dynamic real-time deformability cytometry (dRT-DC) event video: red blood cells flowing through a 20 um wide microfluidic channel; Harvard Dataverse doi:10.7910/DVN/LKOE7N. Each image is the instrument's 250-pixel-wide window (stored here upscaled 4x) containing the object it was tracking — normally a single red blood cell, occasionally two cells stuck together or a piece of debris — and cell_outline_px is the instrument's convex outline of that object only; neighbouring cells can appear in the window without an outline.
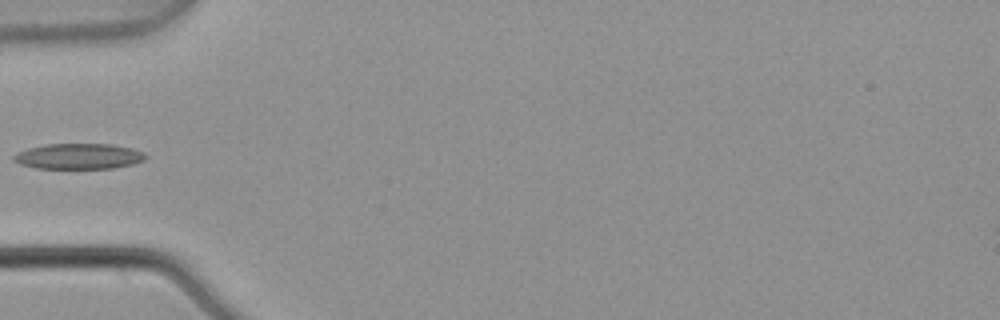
{"species": "common noctule bat (a hibernating species)", "species_latin": "Nyctalus noctula", "temperature_condition": "warm", "stored_images_in_passage": 5, "camera_frame_rate_fps": 3000, "um_per_image_px": 0.085, "animal": {"sex": "male", "body_mass_g": 21.5, "forearm_length_mm": 52.0}, "frame": {"image": 1, "passage_image": 5, "time_ms": 1.333, "image_size_px": [1000, 320], "cell_outline_px": [[148, 156], [144, 160], [132, 164], [112, 168], [36, 168], [20, 164], [12, 160], [12, 156], [16, 152], [28, 148], [48, 144], [112, 144], [132, 148], [144, 152]], "centroid_in_image_um": [6.68, 13.28], "position_along_channel_um": 78.3, "area_um2": 19.71}}